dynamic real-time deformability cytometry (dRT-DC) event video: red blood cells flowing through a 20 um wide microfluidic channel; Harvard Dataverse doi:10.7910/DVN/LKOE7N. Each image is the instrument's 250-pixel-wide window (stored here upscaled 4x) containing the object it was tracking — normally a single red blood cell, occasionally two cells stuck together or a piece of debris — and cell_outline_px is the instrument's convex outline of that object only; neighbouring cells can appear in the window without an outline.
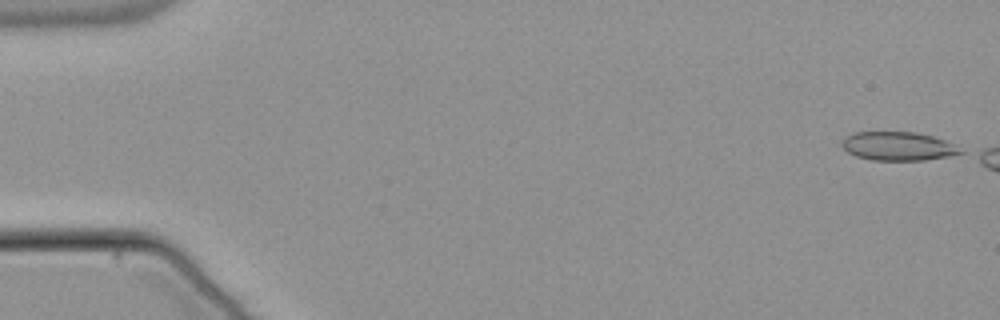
{"species": "common noctule bat (a hibernating species)", "species_latin": "Nyctalus noctula", "temperature_condition": "warm", "stored_images_in_passage": 6, "camera_frame_rate_fps": 3000, "um_per_image_px": 0.085, "animal": {"sex": "male", "body_mass_g": 21.5, "forearm_length_mm": 52.0}, "frame": {"image": 1, "passage_image": 1, "time_ms": 0.0, "image_size_px": [1000, 320], "cell_outline_px": [[964, 152], [948, 156], [924, 160], [872, 160], [856, 156], [848, 152], [840, 144], [840, 140], [852, 132], [916, 132], [932, 136], [944, 140], [952, 144]], "centroid_in_image_um": [76.27, 12.42], "position_along_channel_um": 8.7, "area_um2": 19.71}}